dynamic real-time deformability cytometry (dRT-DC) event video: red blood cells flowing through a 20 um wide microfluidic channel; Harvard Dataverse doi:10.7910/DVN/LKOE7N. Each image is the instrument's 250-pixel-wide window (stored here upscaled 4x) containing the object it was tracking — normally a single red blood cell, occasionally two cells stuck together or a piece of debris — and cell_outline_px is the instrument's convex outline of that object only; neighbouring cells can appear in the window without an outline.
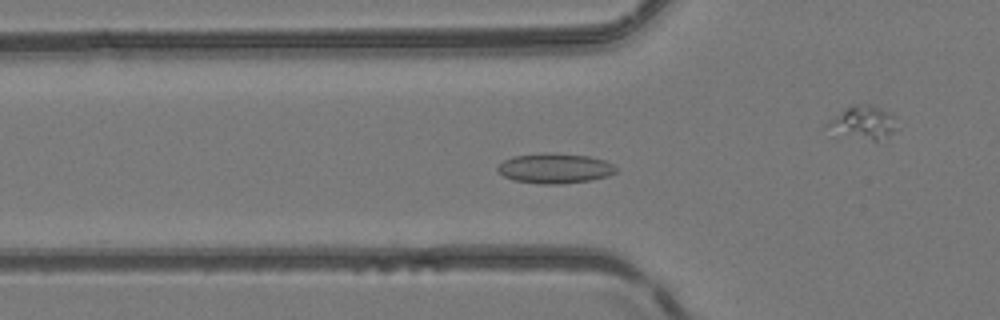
{"species": "common noctule bat (a hibernating species)", "species_latin": "Nyctalus noctula", "temperature_condition": "room temperature", "stored_images_in_passage": 42, "camera_frame_rate_fps": 3000, "um_per_image_px": 0.085, "animal": {"sex": "female", "body_mass_g": 24.6, "forearm_length_mm": 56.2}, "frame": {"image": 1, "passage_image": 8, "time_ms": 2.333, "image_size_px": [1000, 320], "cell_outline_px": [[616, 172], [608, 176], [588, 180], [560, 184], [540, 184], [512, 180], [504, 176], [496, 168], [504, 160], [512, 156], [544, 152], [548, 152], [588, 156], [604, 160], [612, 164], [616, 168]], "centroid_in_image_um": [47.13, 14.3], "position_along_channel_um": 78.7, "area_um2": 20.69}}
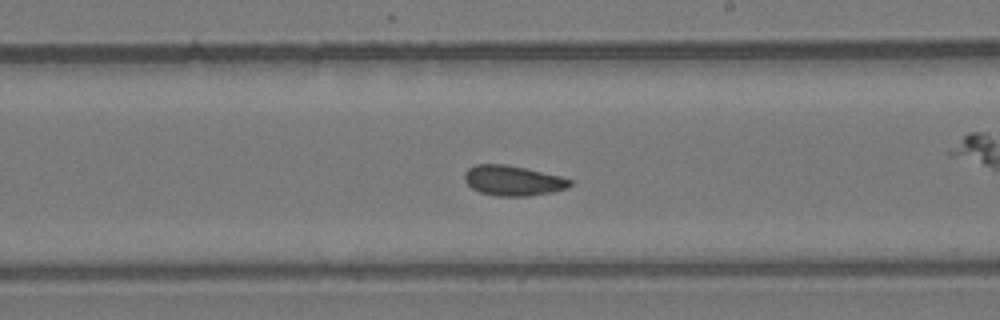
{"frame": {"image": 2, "passage_image": 20, "time_ms": 6.333, "image_size_px": [1000, 320], "cell_outline_px": [[572, 184], [568, 188], [552, 192], [528, 196], [496, 196], [480, 192], [472, 188], [464, 180], [464, 172], [468, 168], [476, 164], [504, 164], [524, 168], [560, 176], [572, 180]], "centroid_in_image_um": [43.59, 15.35], "position_along_channel_um": 245.4, "area_um2": 18.5}}
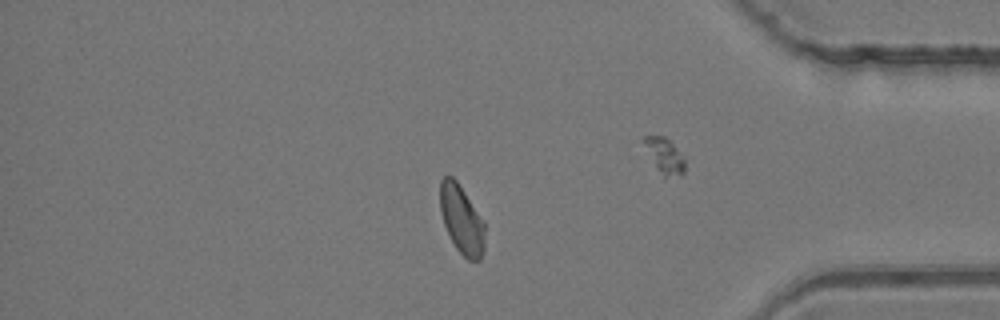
{"frame": {"image": 3, "passage_image": 33, "time_ms": 10.667, "image_size_px": [1000, 320], "cell_outline_px": [[484, 252], [480, 260], [468, 260], [456, 248], [444, 224], [440, 212], [440, 180], [444, 176], [452, 176], [456, 180], [464, 192], [484, 224]], "centroid_in_image_um": [39.22, 18.68], "position_along_channel_um": 396.0, "area_um2": 17.46}, "authors_computed_cell_mechanics": {"area_um2": 18.496, "velocity_mm_per_s": 4.1559, "shape_relaxation_time_tau1_ms": null, "shape_relaxation_time_tau2_ms": 2.4846, "deformation_change_tau1": null, "deformation_change_tau2": 0.0761}}